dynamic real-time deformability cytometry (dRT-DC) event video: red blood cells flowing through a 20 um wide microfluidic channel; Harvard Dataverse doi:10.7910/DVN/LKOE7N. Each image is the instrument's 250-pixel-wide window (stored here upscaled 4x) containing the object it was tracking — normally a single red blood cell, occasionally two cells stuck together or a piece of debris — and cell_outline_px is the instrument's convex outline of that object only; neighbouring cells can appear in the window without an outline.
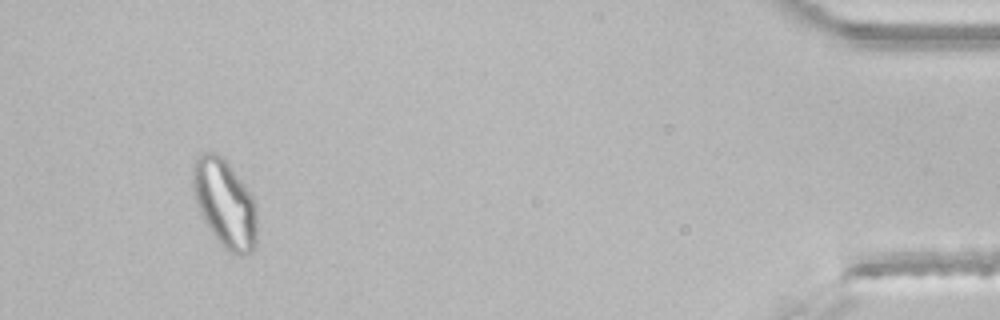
{"species": "common noctule bat (a hibernating species)", "species_latin": "Nyctalus noctula", "temperature_condition": "room temperature", "stored_images_in_passage": 40, "segment_of_instrument_passage": [2, 2], "camera_frame_rate_fps": 3000, "um_per_image_px": 0.085, "animal": {"sex": "male", "body_mass_g": 21.5, "forearm_length_mm": 52.0}, "frame": {"image": 1, "passage_image": 37, "time_ms": 12.0, "image_size_px": [1000, 320], "cell_outline_px": [[256, 240], [252, 252], [244, 256], [240, 256], [224, 248], [212, 232], [204, 220], [200, 212], [196, 200], [192, 184], [192, 168], [196, 156], [200, 152], [212, 152], [220, 156], [232, 168], [252, 196], [256, 204]], "centroid_in_image_um": [19.1, 17.28], "position_along_channel_um": 416.1, "area_um2": 32.6}}